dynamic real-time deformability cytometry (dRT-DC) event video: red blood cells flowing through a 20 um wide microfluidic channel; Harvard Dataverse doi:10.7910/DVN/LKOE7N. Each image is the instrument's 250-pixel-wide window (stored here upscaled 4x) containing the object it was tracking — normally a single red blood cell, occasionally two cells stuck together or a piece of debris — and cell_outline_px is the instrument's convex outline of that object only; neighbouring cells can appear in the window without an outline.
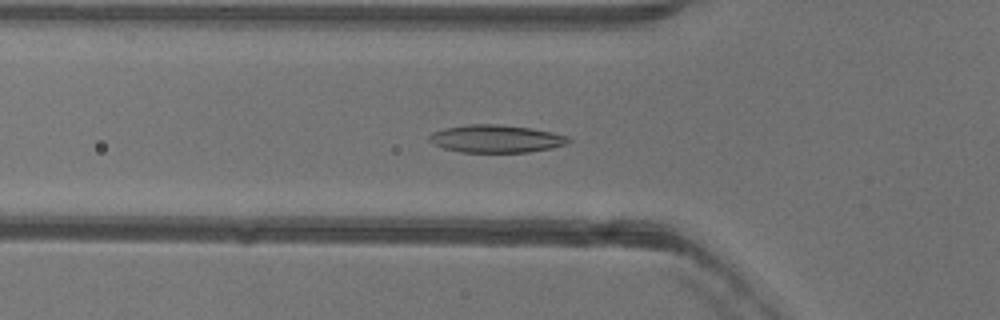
{"species": "common noctule bat (a hibernating species)", "species_latin": "Nyctalus noctula", "temperature_condition": "warm", "stored_images_in_passage": 50, "camera_frame_rate_fps": 3000, "um_per_image_px": 0.085, "animal": {"sex": "female"}, "frame": {"image": 1, "passage_image": 16, "time_ms": 5.0, "image_size_px": [1000, 320], "cell_outline_px": [[572, 140], [568, 144], [552, 148], [528, 152], [460, 152], [444, 148], [432, 144], [428, 140], [428, 136], [432, 132], [444, 128], [468, 124], [500, 124], [532, 128], [552, 132], [568, 136]], "centroid_in_image_um": [42.17, 11.79], "position_along_channel_um": 83.6, "area_um2": 22.72}}
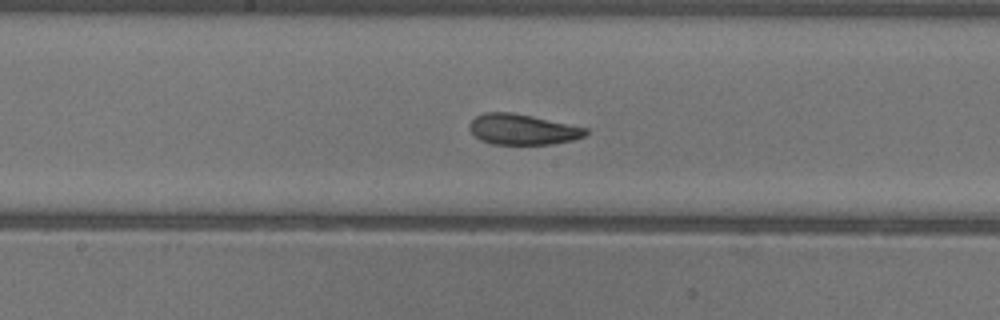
{"frame": {"image": 2, "passage_image": 25, "time_ms": 8.0, "image_size_px": [1000, 320], "cell_outline_px": [[588, 132], [584, 136], [572, 140], [552, 144], [492, 144], [480, 140], [468, 128], [468, 124], [476, 116], [484, 112], [512, 112], [532, 116], [588, 128]], "centroid_in_image_um": [44.4, 10.99], "position_along_channel_um": 203.8, "area_um2": 20.69}}
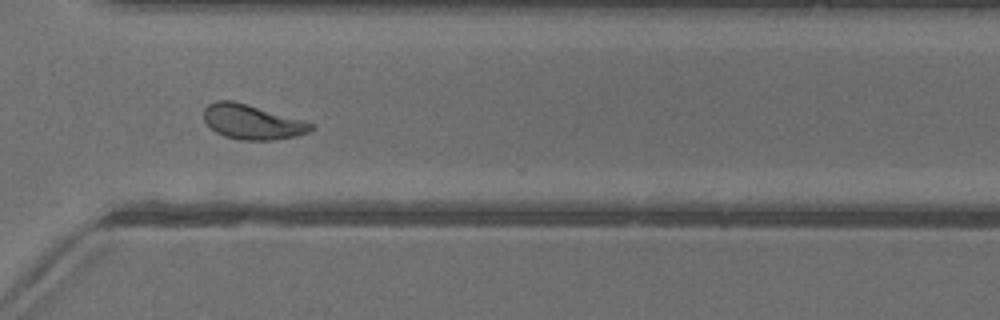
{"frame": {"image": 3, "passage_image": 36, "time_ms": 11.667, "image_size_px": [1000, 320], "cell_outline_px": [[316, 128], [308, 132], [296, 136], [272, 140], [240, 140], [224, 136], [216, 132], [204, 120], [204, 108], [208, 104], [216, 100], [232, 100], [308, 120], [316, 124]], "centroid_in_image_um": [21.5, 10.36], "position_along_channel_um": 349.1, "area_um2": 22.08}, "authors_computed_cell_mechanics": {"area_um2": 22.0507, "velocity_mm_per_s": 3.972, "shape_relaxation_time_tau1_ms": 5.0414, "shape_relaxation_time_tau2_ms": 2.0678, "deformation_change_tau1": 0.1692, "deformation_change_tau2": 0.0896}}